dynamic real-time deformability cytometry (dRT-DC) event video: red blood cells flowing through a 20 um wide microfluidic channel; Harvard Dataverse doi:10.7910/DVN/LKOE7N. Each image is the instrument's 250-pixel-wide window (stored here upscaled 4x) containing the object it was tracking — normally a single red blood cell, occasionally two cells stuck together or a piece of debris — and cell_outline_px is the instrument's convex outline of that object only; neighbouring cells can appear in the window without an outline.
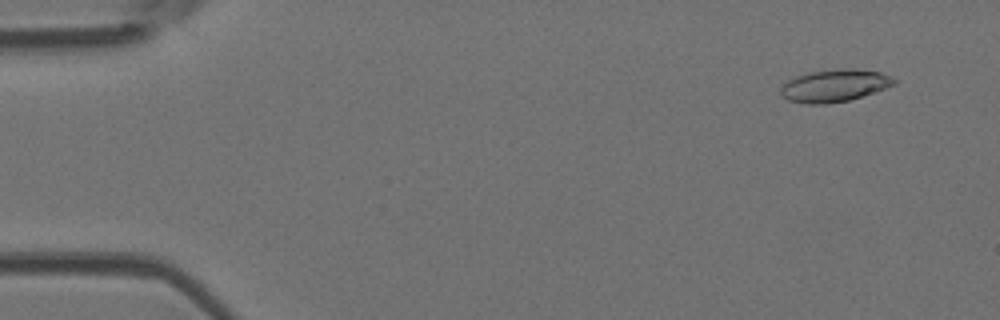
{"species": "Egyptian fruit bat (a non-hibernating species)", "species_latin": "Rousettus aegyptiacus", "temperature_condition": "room temperature", "stored_images_in_passage": 7, "camera_frame_rate_fps": 3000, "um_per_image_px": 0.085, "animal": {"sex": "female"}, "frame": {"image": 1, "passage_image": 1, "time_ms": 0.0, "image_size_px": [1000, 320], "cell_outline_px": [[896, 84], [876, 92], [848, 100], [824, 104], [808, 104], [788, 100], [780, 96], [780, 88], [788, 80], [796, 76], [808, 72], [840, 68], [852, 68], [880, 72], [896, 80]], "centroid_in_image_um": [70.91, 7.27], "position_along_channel_um": 14.1, "area_um2": 21.44}}
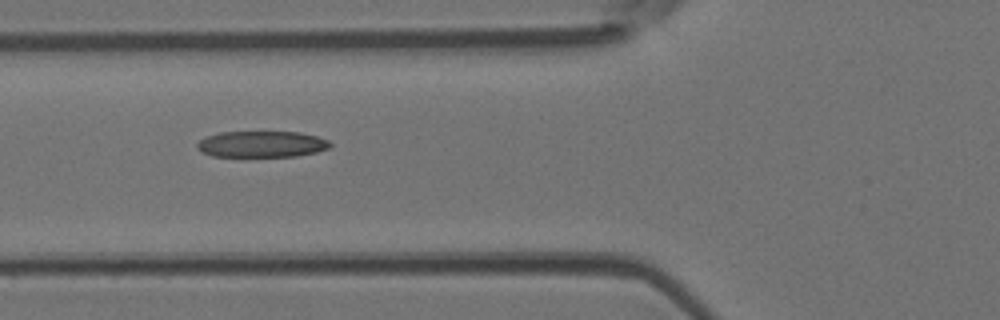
{"frame": {"image": 2, "passage_image": 5, "time_ms": 5.333, "image_size_px": [1000, 320], "cell_outline_px": [[332, 144], [328, 148], [316, 152], [296, 156], [212, 156], [200, 152], [196, 148], [196, 144], [200, 140], [208, 136], [220, 132], [300, 132], [316, 136], [328, 140]], "centroid_in_image_um": [22.22, 12.25], "position_along_channel_um": 103.6, "area_um2": 20.29}}
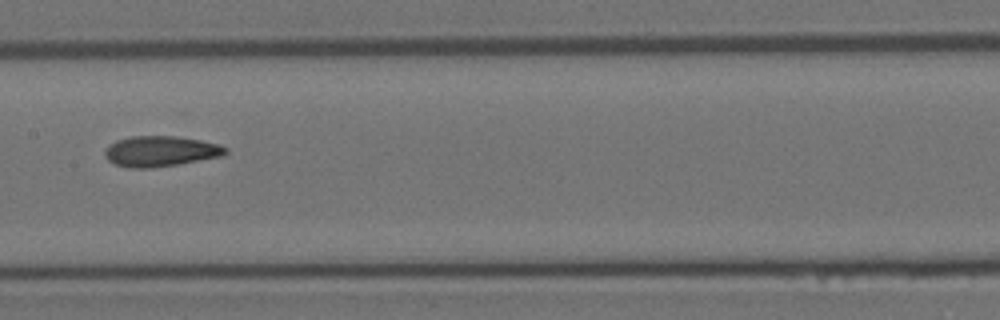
{"frame": {"image": 3, "passage_image": 7, "time_ms": 7.667, "image_size_px": [1000, 320], "cell_outline_px": [[228, 152], [224, 156], [152, 168], [128, 168], [116, 164], [108, 160], [104, 156], [104, 152], [108, 144], [116, 140], [132, 136], [176, 136], [200, 140], [216, 144], [228, 148]], "centroid_in_image_um": [13.62, 12.85], "position_along_channel_um": 193.8, "area_um2": 21.5}}